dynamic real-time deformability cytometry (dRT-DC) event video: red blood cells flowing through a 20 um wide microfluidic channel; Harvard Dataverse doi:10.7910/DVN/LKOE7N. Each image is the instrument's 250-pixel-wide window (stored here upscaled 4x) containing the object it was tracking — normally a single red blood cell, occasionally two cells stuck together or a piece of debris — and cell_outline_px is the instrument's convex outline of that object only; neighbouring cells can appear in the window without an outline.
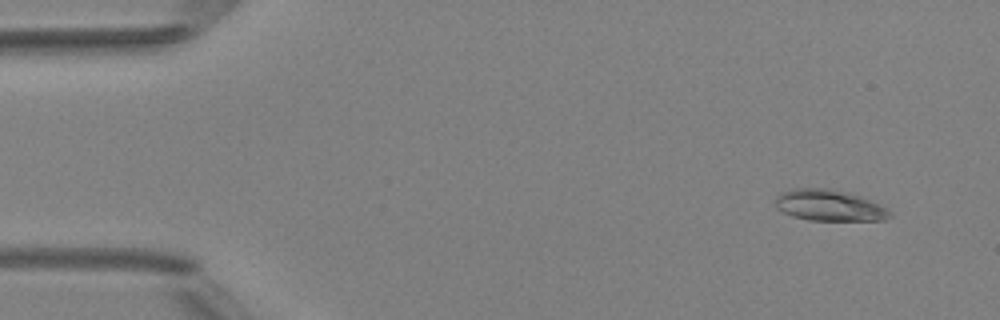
{"species": "Egyptian fruit bat (a non-hibernating species)", "species_latin": "Rousettus aegyptiacus", "temperature_condition": "room temperature", "stored_images_in_passage": 4, "camera_frame_rate_fps": 3000, "um_per_image_px": 0.085, "animal": {"sex": "female"}, "frame": {"image": 1, "passage_image": 1, "time_ms": 0.0, "image_size_px": [1000, 320], "cell_outline_px": [[892, 216], [884, 220], [808, 220], [792, 216], [776, 208], [776, 196], [780, 192], [796, 188], [824, 188], [860, 196], [880, 204], [892, 212]], "centroid_in_image_um": [70.48, 17.47], "position_along_channel_um": 14.5, "area_um2": 20.63}}
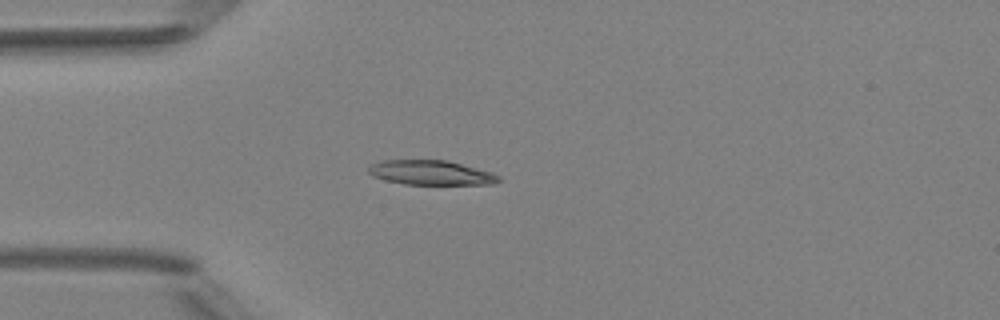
{"frame": {"image": 2, "passage_image": 4, "time_ms": 3.333, "image_size_px": [1000, 320], "cell_outline_px": [[504, 180], [492, 184], [404, 184], [384, 180], [372, 176], [368, 172], [368, 168], [372, 164], [384, 160], [448, 160], [492, 172], [500, 176]], "centroid_in_image_um": [36.66, 14.68], "position_along_channel_um": 48.3, "area_um2": 18.73}}